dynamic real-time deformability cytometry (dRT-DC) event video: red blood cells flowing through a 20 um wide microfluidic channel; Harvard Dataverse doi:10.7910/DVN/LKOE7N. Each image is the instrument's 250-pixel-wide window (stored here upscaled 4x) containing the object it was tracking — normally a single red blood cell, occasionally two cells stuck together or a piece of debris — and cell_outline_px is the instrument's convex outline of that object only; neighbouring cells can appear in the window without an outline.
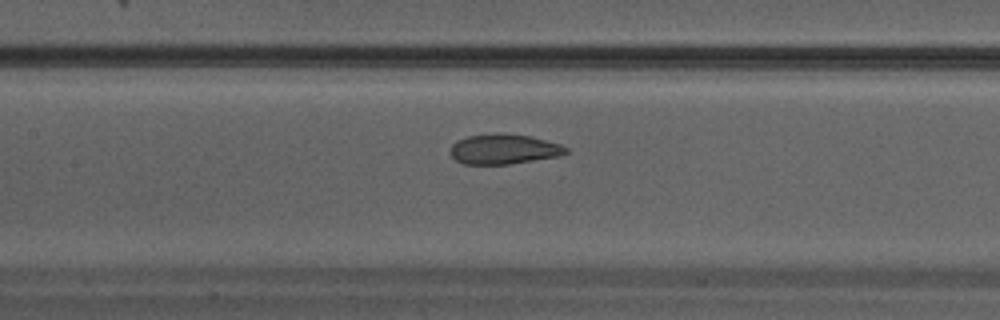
{"species": "Egyptian fruit bat (a non-hibernating species)", "species_latin": "Rousettus aegyptiacus", "temperature_condition": "warm", "stored_images_in_passage": 30, "camera_frame_rate_fps": 3000, "um_per_image_px": 0.085, "animal": {"sex": "male"}, "frame": {"image": 1, "passage_image": 13, "time_ms": 4.0, "image_size_px": [1000, 320], "cell_outline_px": [[568, 152], [560, 156], [508, 164], [464, 164], [456, 160], [452, 156], [452, 144], [456, 140], [468, 136], [532, 136], [560, 144], [568, 148]], "centroid_in_image_um": [42.86, 12.72], "position_along_channel_um": 164.5, "area_um2": 19.36}}